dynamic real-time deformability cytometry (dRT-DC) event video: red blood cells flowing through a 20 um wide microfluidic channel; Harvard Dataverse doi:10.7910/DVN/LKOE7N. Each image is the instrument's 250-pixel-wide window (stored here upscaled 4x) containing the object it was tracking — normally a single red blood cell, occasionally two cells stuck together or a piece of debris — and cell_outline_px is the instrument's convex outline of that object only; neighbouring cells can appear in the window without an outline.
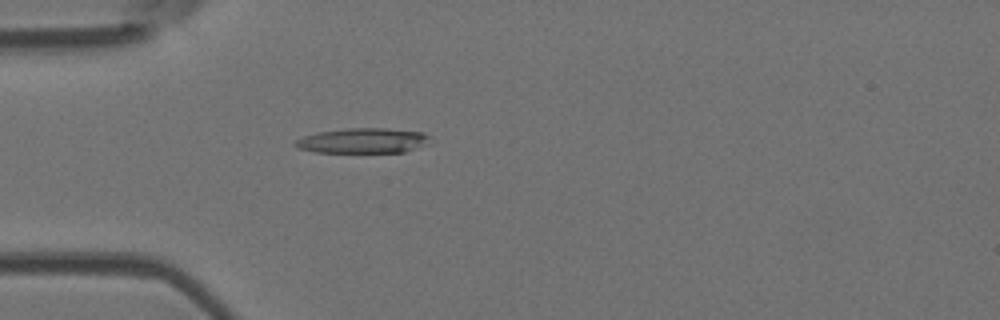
{"species": "Egyptian fruit bat (a non-hibernating species)", "species_latin": "Rousettus aegyptiacus", "temperature_condition": "room temperature", "stored_images_in_passage": 54, "camera_frame_rate_fps": 3000, "um_per_image_px": 0.085, "animal": {"sex": "female"}, "frame": {"image": 1, "passage_image": 16, "time_ms": 5.0, "image_size_px": [1000, 320], "cell_outline_px": [[428, 144], [404, 152], [316, 152], [296, 148], [292, 144], [296, 140], [304, 136], [316, 132], [344, 128], [384, 128], [424, 132], [428, 136]], "centroid_in_image_um": [30.8, 11.95], "position_along_channel_um": 54.2, "area_um2": 19.77}}
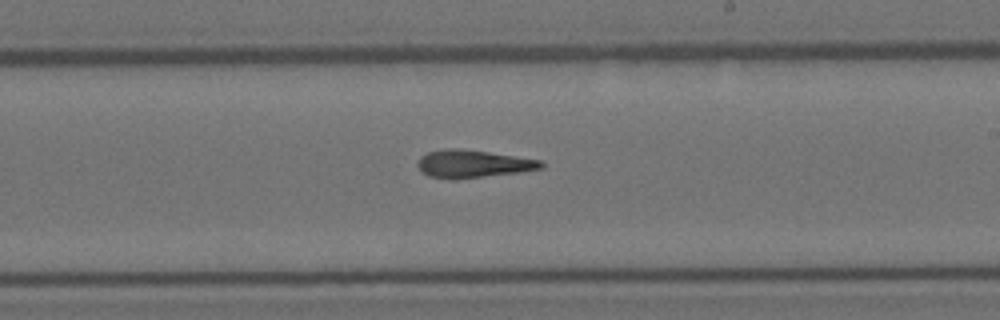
{"frame": {"image": 2, "passage_image": 32, "time_ms": 10.333, "image_size_px": [1000, 320], "cell_outline_px": [[544, 168], [520, 172], [456, 180], [452, 180], [428, 176], [420, 172], [416, 164], [420, 156], [428, 152], [448, 148], [456, 148], [488, 152], [540, 160], [544, 164]], "centroid_in_image_um": [40.15, 13.94], "position_along_channel_um": 248.9, "area_um2": 20.11}}
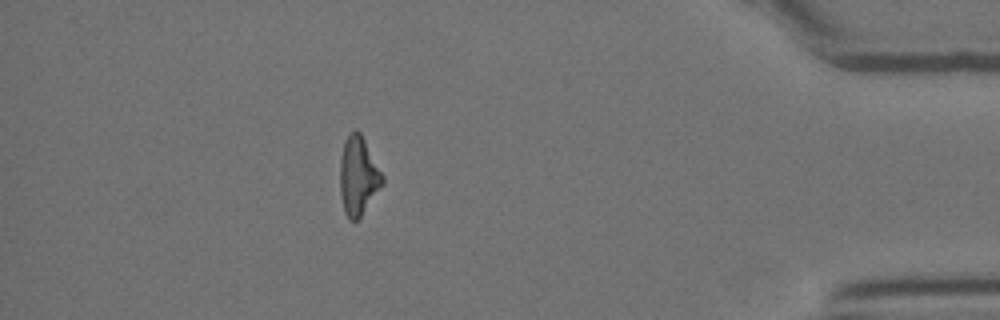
{"frame": {"image": 3, "passage_image": 48, "time_ms": 15.667, "image_size_px": [1000, 320], "cell_outline_px": [[384, 184], [360, 216], [356, 220], [348, 220], [344, 212], [340, 196], [340, 160], [344, 140], [356, 128], [360, 132], [384, 176]], "centroid_in_image_um": [30.45, 14.96], "position_along_channel_um": 404.8, "area_um2": 19.42}, "authors_computed_cell_mechanics": {"area_um2": 19.7965, "velocity_mm_per_s": 3.7878, "shape_relaxation_time_tau1_ms": 8.6134, "shape_relaxation_time_tau2_ms": null, "deformation_change_tau1": 0.2751, "deformation_change_tau2": null}}